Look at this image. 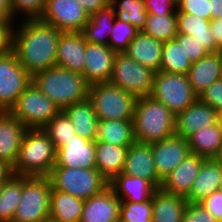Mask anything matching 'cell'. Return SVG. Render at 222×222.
<instances>
[{
	"instance_id": "cell-1",
	"label": "cell",
	"mask_w": 222,
	"mask_h": 222,
	"mask_svg": "<svg viewBox=\"0 0 222 222\" xmlns=\"http://www.w3.org/2000/svg\"><path fill=\"white\" fill-rule=\"evenodd\" d=\"M19 21L20 25L13 27L11 46L19 63L31 76L56 66L62 31L39 19Z\"/></svg>"
},
{
	"instance_id": "cell-2",
	"label": "cell",
	"mask_w": 222,
	"mask_h": 222,
	"mask_svg": "<svg viewBox=\"0 0 222 222\" xmlns=\"http://www.w3.org/2000/svg\"><path fill=\"white\" fill-rule=\"evenodd\" d=\"M32 83L60 110L88 98L89 84L83 75L59 66L34 74Z\"/></svg>"
},
{
	"instance_id": "cell-3",
	"label": "cell",
	"mask_w": 222,
	"mask_h": 222,
	"mask_svg": "<svg viewBox=\"0 0 222 222\" xmlns=\"http://www.w3.org/2000/svg\"><path fill=\"white\" fill-rule=\"evenodd\" d=\"M175 117L165 104L151 96L137 98L133 117L135 140L153 144L175 135Z\"/></svg>"
},
{
	"instance_id": "cell-4",
	"label": "cell",
	"mask_w": 222,
	"mask_h": 222,
	"mask_svg": "<svg viewBox=\"0 0 222 222\" xmlns=\"http://www.w3.org/2000/svg\"><path fill=\"white\" fill-rule=\"evenodd\" d=\"M56 163V150L47 133L40 128L27 129L17 160L14 175L49 176Z\"/></svg>"
},
{
	"instance_id": "cell-5",
	"label": "cell",
	"mask_w": 222,
	"mask_h": 222,
	"mask_svg": "<svg viewBox=\"0 0 222 222\" xmlns=\"http://www.w3.org/2000/svg\"><path fill=\"white\" fill-rule=\"evenodd\" d=\"M91 100L98 120L133 121L137 98L109 82L89 85Z\"/></svg>"
},
{
	"instance_id": "cell-6",
	"label": "cell",
	"mask_w": 222,
	"mask_h": 222,
	"mask_svg": "<svg viewBox=\"0 0 222 222\" xmlns=\"http://www.w3.org/2000/svg\"><path fill=\"white\" fill-rule=\"evenodd\" d=\"M48 177L53 189L82 200H87L109 187V181L96 168L53 167Z\"/></svg>"
},
{
	"instance_id": "cell-7",
	"label": "cell",
	"mask_w": 222,
	"mask_h": 222,
	"mask_svg": "<svg viewBox=\"0 0 222 222\" xmlns=\"http://www.w3.org/2000/svg\"><path fill=\"white\" fill-rule=\"evenodd\" d=\"M52 185L48 176H22V197L15 222H42L49 218Z\"/></svg>"
},
{
	"instance_id": "cell-8",
	"label": "cell",
	"mask_w": 222,
	"mask_h": 222,
	"mask_svg": "<svg viewBox=\"0 0 222 222\" xmlns=\"http://www.w3.org/2000/svg\"><path fill=\"white\" fill-rule=\"evenodd\" d=\"M60 111L59 107L32 83L19 95L8 112L28 129H42Z\"/></svg>"
},
{
	"instance_id": "cell-9",
	"label": "cell",
	"mask_w": 222,
	"mask_h": 222,
	"mask_svg": "<svg viewBox=\"0 0 222 222\" xmlns=\"http://www.w3.org/2000/svg\"><path fill=\"white\" fill-rule=\"evenodd\" d=\"M150 96L165 104L175 116L198 99L186 74L163 71L155 73Z\"/></svg>"
},
{
	"instance_id": "cell-10",
	"label": "cell",
	"mask_w": 222,
	"mask_h": 222,
	"mask_svg": "<svg viewBox=\"0 0 222 222\" xmlns=\"http://www.w3.org/2000/svg\"><path fill=\"white\" fill-rule=\"evenodd\" d=\"M155 73L124 52L117 53L109 83L119 86L136 98L150 96Z\"/></svg>"
},
{
	"instance_id": "cell-11",
	"label": "cell",
	"mask_w": 222,
	"mask_h": 222,
	"mask_svg": "<svg viewBox=\"0 0 222 222\" xmlns=\"http://www.w3.org/2000/svg\"><path fill=\"white\" fill-rule=\"evenodd\" d=\"M30 84L32 76L12 50L0 56V111H9Z\"/></svg>"
},
{
	"instance_id": "cell-12",
	"label": "cell",
	"mask_w": 222,
	"mask_h": 222,
	"mask_svg": "<svg viewBox=\"0 0 222 222\" xmlns=\"http://www.w3.org/2000/svg\"><path fill=\"white\" fill-rule=\"evenodd\" d=\"M88 13L74 0H46L39 18L62 32H82L89 21Z\"/></svg>"
},
{
	"instance_id": "cell-13",
	"label": "cell",
	"mask_w": 222,
	"mask_h": 222,
	"mask_svg": "<svg viewBox=\"0 0 222 222\" xmlns=\"http://www.w3.org/2000/svg\"><path fill=\"white\" fill-rule=\"evenodd\" d=\"M151 149L155 168L162 180L191 153L188 140L178 135L151 144Z\"/></svg>"
},
{
	"instance_id": "cell-14",
	"label": "cell",
	"mask_w": 222,
	"mask_h": 222,
	"mask_svg": "<svg viewBox=\"0 0 222 222\" xmlns=\"http://www.w3.org/2000/svg\"><path fill=\"white\" fill-rule=\"evenodd\" d=\"M83 77L89 85L110 80L117 52L109 46L86 42Z\"/></svg>"
},
{
	"instance_id": "cell-15",
	"label": "cell",
	"mask_w": 222,
	"mask_h": 222,
	"mask_svg": "<svg viewBox=\"0 0 222 222\" xmlns=\"http://www.w3.org/2000/svg\"><path fill=\"white\" fill-rule=\"evenodd\" d=\"M54 167L96 168L95 141L86 140L79 135H75L56 150Z\"/></svg>"
},
{
	"instance_id": "cell-16",
	"label": "cell",
	"mask_w": 222,
	"mask_h": 222,
	"mask_svg": "<svg viewBox=\"0 0 222 222\" xmlns=\"http://www.w3.org/2000/svg\"><path fill=\"white\" fill-rule=\"evenodd\" d=\"M121 173L150 181L157 189L161 187L163 181L155 168L151 144L137 141L128 148Z\"/></svg>"
},
{
	"instance_id": "cell-17",
	"label": "cell",
	"mask_w": 222,
	"mask_h": 222,
	"mask_svg": "<svg viewBox=\"0 0 222 222\" xmlns=\"http://www.w3.org/2000/svg\"><path fill=\"white\" fill-rule=\"evenodd\" d=\"M218 122V112L208 104L197 99L175 117V135L186 140L198 129L212 126Z\"/></svg>"
},
{
	"instance_id": "cell-18",
	"label": "cell",
	"mask_w": 222,
	"mask_h": 222,
	"mask_svg": "<svg viewBox=\"0 0 222 222\" xmlns=\"http://www.w3.org/2000/svg\"><path fill=\"white\" fill-rule=\"evenodd\" d=\"M121 200L109 186L85 200L79 222H116L120 219Z\"/></svg>"
},
{
	"instance_id": "cell-19",
	"label": "cell",
	"mask_w": 222,
	"mask_h": 222,
	"mask_svg": "<svg viewBox=\"0 0 222 222\" xmlns=\"http://www.w3.org/2000/svg\"><path fill=\"white\" fill-rule=\"evenodd\" d=\"M27 129L8 111H0V161L14 166Z\"/></svg>"
},
{
	"instance_id": "cell-20",
	"label": "cell",
	"mask_w": 222,
	"mask_h": 222,
	"mask_svg": "<svg viewBox=\"0 0 222 222\" xmlns=\"http://www.w3.org/2000/svg\"><path fill=\"white\" fill-rule=\"evenodd\" d=\"M206 158L190 153L169 175L162 181L161 189L170 194L186 197L192 189L202 162Z\"/></svg>"
},
{
	"instance_id": "cell-21",
	"label": "cell",
	"mask_w": 222,
	"mask_h": 222,
	"mask_svg": "<svg viewBox=\"0 0 222 222\" xmlns=\"http://www.w3.org/2000/svg\"><path fill=\"white\" fill-rule=\"evenodd\" d=\"M85 49L82 32H62L57 45L56 66L83 74Z\"/></svg>"
},
{
	"instance_id": "cell-22",
	"label": "cell",
	"mask_w": 222,
	"mask_h": 222,
	"mask_svg": "<svg viewBox=\"0 0 222 222\" xmlns=\"http://www.w3.org/2000/svg\"><path fill=\"white\" fill-rule=\"evenodd\" d=\"M222 167L215 158H207L193 182L192 189L185 197L188 203H200L216 190H220Z\"/></svg>"
},
{
	"instance_id": "cell-23",
	"label": "cell",
	"mask_w": 222,
	"mask_h": 222,
	"mask_svg": "<svg viewBox=\"0 0 222 222\" xmlns=\"http://www.w3.org/2000/svg\"><path fill=\"white\" fill-rule=\"evenodd\" d=\"M163 42L139 31L124 53L139 64L159 72L162 60Z\"/></svg>"
},
{
	"instance_id": "cell-24",
	"label": "cell",
	"mask_w": 222,
	"mask_h": 222,
	"mask_svg": "<svg viewBox=\"0 0 222 222\" xmlns=\"http://www.w3.org/2000/svg\"><path fill=\"white\" fill-rule=\"evenodd\" d=\"M109 186L121 201L131 203L146 202L150 200L157 188L145 179L137 176H128L124 173L117 174Z\"/></svg>"
},
{
	"instance_id": "cell-25",
	"label": "cell",
	"mask_w": 222,
	"mask_h": 222,
	"mask_svg": "<svg viewBox=\"0 0 222 222\" xmlns=\"http://www.w3.org/2000/svg\"><path fill=\"white\" fill-rule=\"evenodd\" d=\"M221 51L211 52L192 62L187 74L193 91L199 96L212 83L221 79Z\"/></svg>"
},
{
	"instance_id": "cell-26",
	"label": "cell",
	"mask_w": 222,
	"mask_h": 222,
	"mask_svg": "<svg viewBox=\"0 0 222 222\" xmlns=\"http://www.w3.org/2000/svg\"><path fill=\"white\" fill-rule=\"evenodd\" d=\"M187 203L184 196L158 188L152 196V222H182Z\"/></svg>"
},
{
	"instance_id": "cell-27",
	"label": "cell",
	"mask_w": 222,
	"mask_h": 222,
	"mask_svg": "<svg viewBox=\"0 0 222 222\" xmlns=\"http://www.w3.org/2000/svg\"><path fill=\"white\" fill-rule=\"evenodd\" d=\"M96 169L107 180L111 181L123 170L128 147L95 141Z\"/></svg>"
},
{
	"instance_id": "cell-28",
	"label": "cell",
	"mask_w": 222,
	"mask_h": 222,
	"mask_svg": "<svg viewBox=\"0 0 222 222\" xmlns=\"http://www.w3.org/2000/svg\"><path fill=\"white\" fill-rule=\"evenodd\" d=\"M73 123L76 135L95 141L98 117L89 98L76 102L63 110Z\"/></svg>"
},
{
	"instance_id": "cell-29",
	"label": "cell",
	"mask_w": 222,
	"mask_h": 222,
	"mask_svg": "<svg viewBox=\"0 0 222 222\" xmlns=\"http://www.w3.org/2000/svg\"><path fill=\"white\" fill-rule=\"evenodd\" d=\"M178 33L191 35L198 40L210 53L221 51L211 33L210 20L195 14L177 12Z\"/></svg>"
},
{
	"instance_id": "cell-30",
	"label": "cell",
	"mask_w": 222,
	"mask_h": 222,
	"mask_svg": "<svg viewBox=\"0 0 222 222\" xmlns=\"http://www.w3.org/2000/svg\"><path fill=\"white\" fill-rule=\"evenodd\" d=\"M85 200L52 188L49 218L57 222H79Z\"/></svg>"
},
{
	"instance_id": "cell-31",
	"label": "cell",
	"mask_w": 222,
	"mask_h": 222,
	"mask_svg": "<svg viewBox=\"0 0 222 222\" xmlns=\"http://www.w3.org/2000/svg\"><path fill=\"white\" fill-rule=\"evenodd\" d=\"M192 154L204 158H216L222 146V128L219 122L216 124L198 129L188 139Z\"/></svg>"
},
{
	"instance_id": "cell-32",
	"label": "cell",
	"mask_w": 222,
	"mask_h": 222,
	"mask_svg": "<svg viewBox=\"0 0 222 222\" xmlns=\"http://www.w3.org/2000/svg\"><path fill=\"white\" fill-rule=\"evenodd\" d=\"M95 141L129 148L136 141L133 121L99 120Z\"/></svg>"
},
{
	"instance_id": "cell-33",
	"label": "cell",
	"mask_w": 222,
	"mask_h": 222,
	"mask_svg": "<svg viewBox=\"0 0 222 222\" xmlns=\"http://www.w3.org/2000/svg\"><path fill=\"white\" fill-rule=\"evenodd\" d=\"M114 20L115 14L109 5L92 14L82 30L85 41L108 46Z\"/></svg>"
},
{
	"instance_id": "cell-34",
	"label": "cell",
	"mask_w": 222,
	"mask_h": 222,
	"mask_svg": "<svg viewBox=\"0 0 222 222\" xmlns=\"http://www.w3.org/2000/svg\"><path fill=\"white\" fill-rule=\"evenodd\" d=\"M191 66L192 61L176 39L163 42L160 71L187 75Z\"/></svg>"
},
{
	"instance_id": "cell-35",
	"label": "cell",
	"mask_w": 222,
	"mask_h": 222,
	"mask_svg": "<svg viewBox=\"0 0 222 222\" xmlns=\"http://www.w3.org/2000/svg\"><path fill=\"white\" fill-rule=\"evenodd\" d=\"M22 197V176L12 175L0 193V222L13 221L19 201Z\"/></svg>"
},
{
	"instance_id": "cell-36",
	"label": "cell",
	"mask_w": 222,
	"mask_h": 222,
	"mask_svg": "<svg viewBox=\"0 0 222 222\" xmlns=\"http://www.w3.org/2000/svg\"><path fill=\"white\" fill-rule=\"evenodd\" d=\"M109 6L117 19L132 24L140 31L145 26L148 12L144 0H116Z\"/></svg>"
},
{
	"instance_id": "cell-37",
	"label": "cell",
	"mask_w": 222,
	"mask_h": 222,
	"mask_svg": "<svg viewBox=\"0 0 222 222\" xmlns=\"http://www.w3.org/2000/svg\"><path fill=\"white\" fill-rule=\"evenodd\" d=\"M141 31L162 42L175 39L178 33L177 15L176 13H171L159 16L148 13L145 26Z\"/></svg>"
},
{
	"instance_id": "cell-38",
	"label": "cell",
	"mask_w": 222,
	"mask_h": 222,
	"mask_svg": "<svg viewBox=\"0 0 222 222\" xmlns=\"http://www.w3.org/2000/svg\"><path fill=\"white\" fill-rule=\"evenodd\" d=\"M42 129L53 142L55 150L62 147L67 141L76 135L73 123L63 110H61Z\"/></svg>"
},
{
	"instance_id": "cell-39",
	"label": "cell",
	"mask_w": 222,
	"mask_h": 222,
	"mask_svg": "<svg viewBox=\"0 0 222 222\" xmlns=\"http://www.w3.org/2000/svg\"><path fill=\"white\" fill-rule=\"evenodd\" d=\"M139 31L140 30L132 24L121 21L115 17L108 46L117 53H123Z\"/></svg>"
},
{
	"instance_id": "cell-40",
	"label": "cell",
	"mask_w": 222,
	"mask_h": 222,
	"mask_svg": "<svg viewBox=\"0 0 222 222\" xmlns=\"http://www.w3.org/2000/svg\"><path fill=\"white\" fill-rule=\"evenodd\" d=\"M120 220L122 222H152V198L139 203L121 201Z\"/></svg>"
},
{
	"instance_id": "cell-41",
	"label": "cell",
	"mask_w": 222,
	"mask_h": 222,
	"mask_svg": "<svg viewBox=\"0 0 222 222\" xmlns=\"http://www.w3.org/2000/svg\"><path fill=\"white\" fill-rule=\"evenodd\" d=\"M45 4L46 0H12L13 23H15L19 14L21 16L24 14L23 19H39L43 14Z\"/></svg>"
},
{
	"instance_id": "cell-42",
	"label": "cell",
	"mask_w": 222,
	"mask_h": 222,
	"mask_svg": "<svg viewBox=\"0 0 222 222\" xmlns=\"http://www.w3.org/2000/svg\"><path fill=\"white\" fill-rule=\"evenodd\" d=\"M175 39L183 47L192 62L198 61L200 58L208 55L210 52L202 46V44L191 35L177 33Z\"/></svg>"
},
{
	"instance_id": "cell-43",
	"label": "cell",
	"mask_w": 222,
	"mask_h": 222,
	"mask_svg": "<svg viewBox=\"0 0 222 222\" xmlns=\"http://www.w3.org/2000/svg\"><path fill=\"white\" fill-rule=\"evenodd\" d=\"M177 12L191 13L211 20L210 0H182L177 6Z\"/></svg>"
},
{
	"instance_id": "cell-44",
	"label": "cell",
	"mask_w": 222,
	"mask_h": 222,
	"mask_svg": "<svg viewBox=\"0 0 222 222\" xmlns=\"http://www.w3.org/2000/svg\"><path fill=\"white\" fill-rule=\"evenodd\" d=\"M198 99L213 107L217 112L222 111V79L215 81L202 91Z\"/></svg>"
},
{
	"instance_id": "cell-45",
	"label": "cell",
	"mask_w": 222,
	"mask_h": 222,
	"mask_svg": "<svg viewBox=\"0 0 222 222\" xmlns=\"http://www.w3.org/2000/svg\"><path fill=\"white\" fill-rule=\"evenodd\" d=\"M182 222H218L213 215L199 203H187Z\"/></svg>"
},
{
	"instance_id": "cell-46",
	"label": "cell",
	"mask_w": 222,
	"mask_h": 222,
	"mask_svg": "<svg viewBox=\"0 0 222 222\" xmlns=\"http://www.w3.org/2000/svg\"><path fill=\"white\" fill-rule=\"evenodd\" d=\"M149 14L159 16L177 13V6L171 0H144Z\"/></svg>"
},
{
	"instance_id": "cell-47",
	"label": "cell",
	"mask_w": 222,
	"mask_h": 222,
	"mask_svg": "<svg viewBox=\"0 0 222 222\" xmlns=\"http://www.w3.org/2000/svg\"><path fill=\"white\" fill-rule=\"evenodd\" d=\"M199 204L210 212L218 222H222V190H216Z\"/></svg>"
},
{
	"instance_id": "cell-48",
	"label": "cell",
	"mask_w": 222,
	"mask_h": 222,
	"mask_svg": "<svg viewBox=\"0 0 222 222\" xmlns=\"http://www.w3.org/2000/svg\"><path fill=\"white\" fill-rule=\"evenodd\" d=\"M16 23L0 21V56L11 50L13 25Z\"/></svg>"
},
{
	"instance_id": "cell-49",
	"label": "cell",
	"mask_w": 222,
	"mask_h": 222,
	"mask_svg": "<svg viewBox=\"0 0 222 222\" xmlns=\"http://www.w3.org/2000/svg\"><path fill=\"white\" fill-rule=\"evenodd\" d=\"M88 13L89 16L96 13L98 10L107 6L104 0H74Z\"/></svg>"
},
{
	"instance_id": "cell-50",
	"label": "cell",
	"mask_w": 222,
	"mask_h": 222,
	"mask_svg": "<svg viewBox=\"0 0 222 222\" xmlns=\"http://www.w3.org/2000/svg\"><path fill=\"white\" fill-rule=\"evenodd\" d=\"M210 28L216 46L222 51V19H211Z\"/></svg>"
},
{
	"instance_id": "cell-51",
	"label": "cell",
	"mask_w": 222,
	"mask_h": 222,
	"mask_svg": "<svg viewBox=\"0 0 222 222\" xmlns=\"http://www.w3.org/2000/svg\"><path fill=\"white\" fill-rule=\"evenodd\" d=\"M0 21L13 23L12 0H0Z\"/></svg>"
},
{
	"instance_id": "cell-52",
	"label": "cell",
	"mask_w": 222,
	"mask_h": 222,
	"mask_svg": "<svg viewBox=\"0 0 222 222\" xmlns=\"http://www.w3.org/2000/svg\"><path fill=\"white\" fill-rule=\"evenodd\" d=\"M13 174L12 166L0 161V183H5Z\"/></svg>"
},
{
	"instance_id": "cell-53",
	"label": "cell",
	"mask_w": 222,
	"mask_h": 222,
	"mask_svg": "<svg viewBox=\"0 0 222 222\" xmlns=\"http://www.w3.org/2000/svg\"><path fill=\"white\" fill-rule=\"evenodd\" d=\"M211 19H222V0H210Z\"/></svg>"
},
{
	"instance_id": "cell-54",
	"label": "cell",
	"mask_w": 222,
	"mask_h": 222,
	"mask_svg": "<svg viewBox=\"0 0 222 222\" xmlns=\"http://www.w3.org/2000/svg\"><path fill=\"white\" fill-rule=\"evenodd\" d=\"M215 159L219 162V164L222 167V146H221V149L219 151V154L217 155V157Z\"/></svg>"
},
{
	"instance_id": "cell-55",
	"label": "cell",
	"mask_w": 222,
	"mask_h": 222,
	"mask_svg": "<svg viewBox=\"0 0 222 222\" xmlns=\"http://www.w3.org/2000/svg\"><path fill=\"white\" fill-rule=\"evenodd\" d=\"M218 122L220 124V127L222 128V111L218 112Z\"/></svg>"
},
{
	"instance_id": "cell-56",
	"label": "cell",
	"mask_w": 222,
	"mask_h": 222,
	"mask_svg": "<svg viewBox=\"0 0 222 222\" xmlns=\"http://www.w3.org/2000/svg\"><path fill=\"white\" fill-rule=\"evenodd\" d=\"M176 6L179 5V3L182 1V0H171Z\"/></svg>"
},
{
	"instance_id": "cell-57",
	"label": "cell",
	"mask_w": 222,
	"mask_h": 222,
	"mask_svg": "<svg viewBox=\"0 0 222 222\" xmlns=\"http://www.w3.org/2000/svg\"><path fill=\"white\" fill-rule=\"evenodd\" d=\"M42 222H57V221H55V220H53V219H51V218H48V219H46V220H43Z\"/></svg>"
},
{
	"instance_id": "cell-58",
	"label": "cell",
	"mask_w": 222,
	"mask_h": 222,
	"mask_svg": "<svg viewBox=\"0 0 222 222\" xmlns=\"http://www.w3.org/2000/svg\"><path fill=\"white\" fill-rule=\"evenodd\" d=\"M105 1V3L107 4V5H110L112 2H114V1H116V0H104Z\"/></svg>"
},
{
	"instance_id": "cell-59",
	"label": "cell",
	"mask_w": 222,
	"mask_h": 222,
	"mask_svg": "<svg viewBox=\"0 0 222 222\" xmlns=\"http://www.w3.org/2000/svg\"><path fill=\"white\" fill-rule=\"evenodd\" d=\"M221 79H222V51H221Z\"/></svg>"
},
{
	"instance_id": "cell-60",
	"label": "cell",
	"mask_w": 222,
	"mask_h": 222,
	"mask_svg": "<svg viewBox=\"0 0 222 222\" xmlns=\"http://www.w3.org/2000/svg\"><path fill=\"white\" fill-rule=\"evenodd\" d=\"M2 187H3V183H0V193H1Z\"/></svg>"
},
{
	"instance_id": "cell-61",
	"label": "cell",
	"mask_w": 222,
	"mask_h": 222,
	"mask_svg": "<svg viewBox=\"0 0 222 222\" xmlns=\"http://www.w3.org/2000/svg\"><path fill=\"white\" fill-rule=\"evenodd\" d=\"M220 190H222V179H221V183H220Z\"/></svg>"
}]
</instances>
